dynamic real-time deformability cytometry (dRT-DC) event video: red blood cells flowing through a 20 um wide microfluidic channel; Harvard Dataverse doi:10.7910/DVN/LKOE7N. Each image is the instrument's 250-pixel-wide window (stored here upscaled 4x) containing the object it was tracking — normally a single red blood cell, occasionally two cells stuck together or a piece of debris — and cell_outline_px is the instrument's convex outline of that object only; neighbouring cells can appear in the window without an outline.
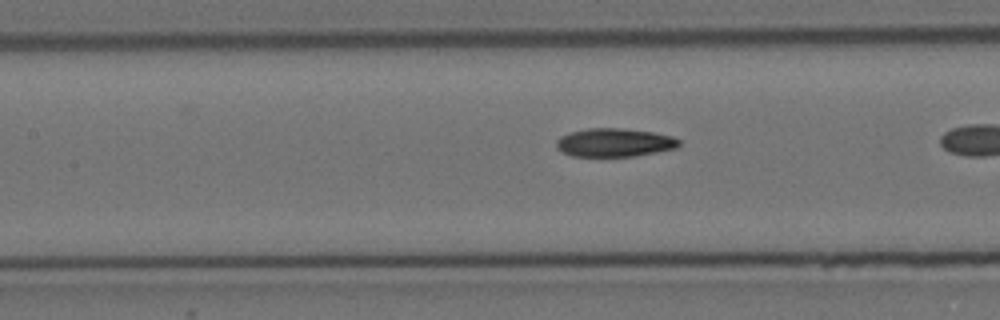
{"species": "Egyptian fruit bat (a non-hibernating species)", "species_latin": "Rousettus aegyptiacus", "temperature_condition": "cold", "stored_images_in_passage": 29, "camera_frame_rate_fps": 3000, "um_per_image_px": 0.085, "animal": {"sex": "female"}, "frame": {"image": 1, "passage_image": 23, "time_ms": 7.333, "image_size_px": [1000, 320], "cell_outline_px": [[680, 144], [676, 148], [636, 156], [572, 156], [556, 148], [556, 140], [560, 136], [572, 132], [588, 128], [620, 128], [652, 132], [672, 136], [680, 140]], "centroid_in_image_um": [52.23, 12.12], "position_along_channel_um": 155.2, "area_um2": 20.23}}